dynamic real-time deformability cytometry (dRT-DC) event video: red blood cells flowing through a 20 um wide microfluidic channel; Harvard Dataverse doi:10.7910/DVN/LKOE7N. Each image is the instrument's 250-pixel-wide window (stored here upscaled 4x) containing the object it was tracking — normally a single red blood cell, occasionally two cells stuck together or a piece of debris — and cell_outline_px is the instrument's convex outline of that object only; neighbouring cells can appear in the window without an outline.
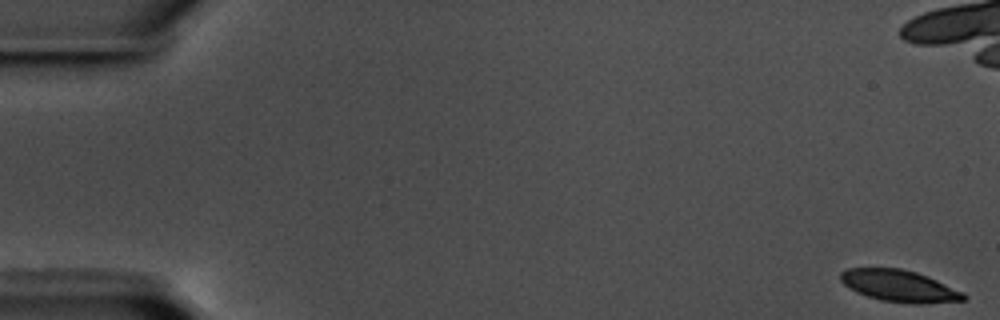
{"species": "common noctule bat (a hibernating species)", "species_latin": "Nyctalus noctula", "temperature_condition": "warm", "stored_images_in_passage": 15, "camera_frame_rate_fps": 3000, "um_per_image_px": 0.085, "animal": {"sex": "male", "body_mass_g": 17.5, "forearm_length_mm": 52.3}, "frame": {"image": 1, "passage_image": 1, "time_ms": 0.0, "image_size_px": [1000, 320], "cell_outline_px": [[968, 296], [964, 300], [920, 304], [912, 304], [880, 300], [856, 292], [844, 284], [840, 280], [840, 272], [848, 268], [900, 268], [916, 272], [936, 280], [964, 292]], "centroid_in_image_um": [76.44, 24.31], "position_along_channel_um": 8.6, "area_um2": 22.72}}